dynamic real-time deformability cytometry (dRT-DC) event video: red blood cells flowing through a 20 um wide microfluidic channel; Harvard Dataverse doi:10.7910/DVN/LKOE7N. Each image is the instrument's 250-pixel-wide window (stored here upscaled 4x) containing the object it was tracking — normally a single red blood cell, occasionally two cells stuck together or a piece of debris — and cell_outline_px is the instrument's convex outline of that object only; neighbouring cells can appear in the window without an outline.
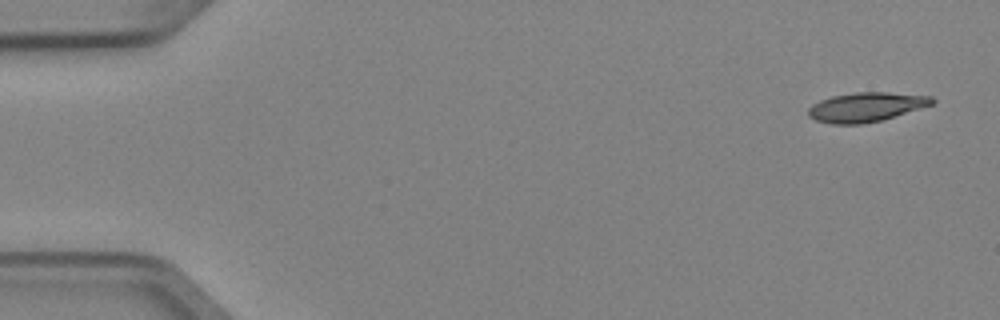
{"species": "Egyptian fruit bat (a non-hibernating species)", "species_latin": "Rousettus aegyptiacus", "temperature_condition": "cold", "stored_images_in_passage": 4, "camera_frame_rate_fps": 3000, "um_per_image_px": 0.085, "animal": {"sex": "female"}, "frame": {"image": 1, "passage_image": 1, "time_ms": 0.0, "image_size_px": [1000, 320], "cell_outline_px": [[936, 100], [932, 104], [880, 120], [860, 124], [832, 124], [816, 120], [808, 116], [808, 108], [812, 104], [820, 100], [832, 96], [856, 92], [888, 92], [932, 96]], "centroid_in_image_um": [73.58, 9.09], "position_along_channel_um": 11.4, "area_um2": 20.92}}
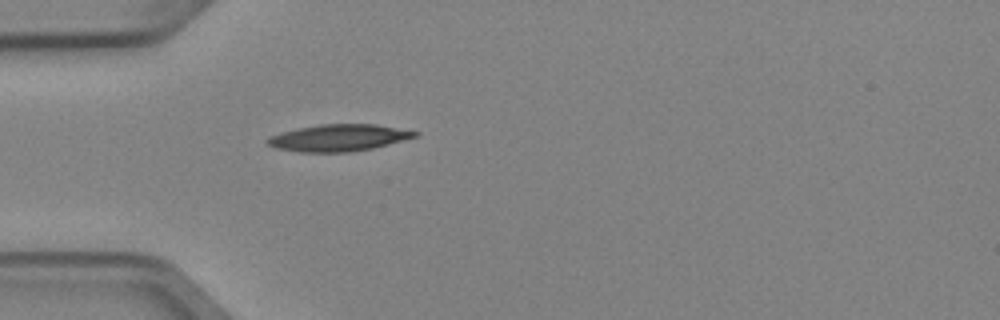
{"frame": {"image": 2, "passage_image": 4, "time_ms": 1.0, "image_size_px": [1000, 320], "cell_outline_px": [[420, 132], [416, 136], [388, 144], [372, 148], [352, 152], [300, 152], [276, 148], [268, 144], [264, 140], [268, 136], [280, 132], [320, 124], [376, 124]], "centroid_in_image_um": [28.74, 11.71], "position_along_channel_um": 56.3, "area_um2": 22.95}}